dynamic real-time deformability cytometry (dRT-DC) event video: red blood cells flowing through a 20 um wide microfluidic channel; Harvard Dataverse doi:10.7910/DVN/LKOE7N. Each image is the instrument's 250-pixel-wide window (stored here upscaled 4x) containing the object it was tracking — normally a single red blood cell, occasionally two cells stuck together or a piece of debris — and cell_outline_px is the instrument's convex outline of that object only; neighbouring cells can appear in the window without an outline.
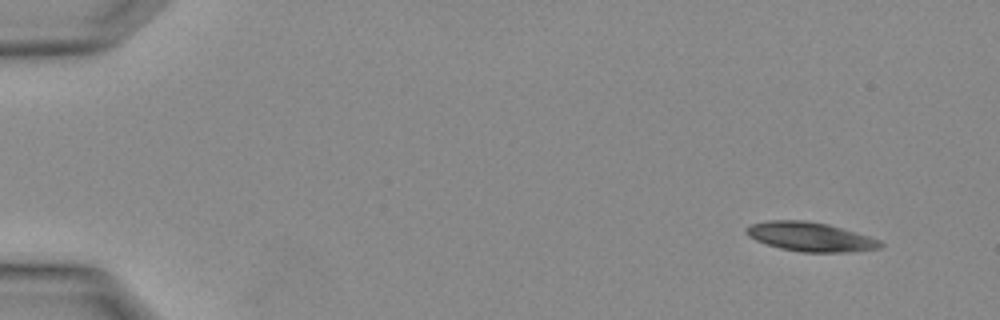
{"species": "Egyptian fruit bat (a non-hibernating species)", "species_latin": "Rousettus aegyptiacus", "temperature_condition": "warm", "stored_images_in_passage": 3, "camera_frame_rate_fps": 3000, "um_per_image_px": 0.085, "animal": {"sex": "female"}, "frame": {"image": 1, "passage_image": 1, "time_ms": 0.0, "image_size_px": [1000, 320], "cell_outline_px": [[884, 244], [880, 248], [852, 252], [804, 252], [780, 248], [764, 244], [748, 236], [748, 228], [752, 224], [768, 220], [804, 220], [828, 224], [868, 236], [880, 240]], "centroid_in_image_um": [68.9, 20.13], "position_along_channel_um": 16.1, "area_um2": 22.6}}